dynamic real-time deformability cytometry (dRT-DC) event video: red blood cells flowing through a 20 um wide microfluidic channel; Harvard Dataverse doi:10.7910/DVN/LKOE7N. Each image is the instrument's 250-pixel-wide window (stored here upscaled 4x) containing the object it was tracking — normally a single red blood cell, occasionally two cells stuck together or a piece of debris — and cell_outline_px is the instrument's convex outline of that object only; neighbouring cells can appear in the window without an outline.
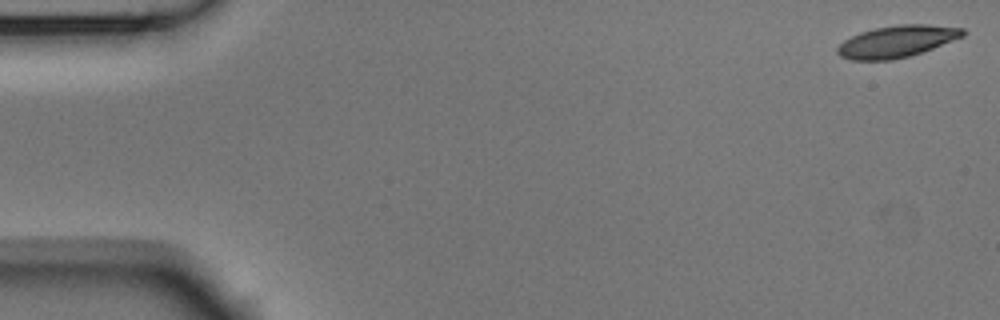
{"species": "Egyptian fruit bat (a non-hibernating species)", "species_latin": "Rousettus aegyptiacus", "temperature_condition": "room temperature", "stored_images_in_passage": 53, "camera_frame_rate_fps": 3000, "um_per_image_px": 0.085, "animal": {"sex": "male"}, "frame": {"image": 1, "passage_image": 1, "time_ms": 0.0, "image_size_px": [1000, 320], "cell_outline_px": [[968, 32], [964, 36], [932, 48], [908, 56], [892, 60], [852, 60], [840, 56], [836, 52], [836, 48], [844, 40], [860, 32], [876, 28], [900, 24], [924, 24], [964, 28]], "centroid_in_image_um": [76.23, 3.52], "position_along_channel_um": 8.8, "area_um2": 23.12}}
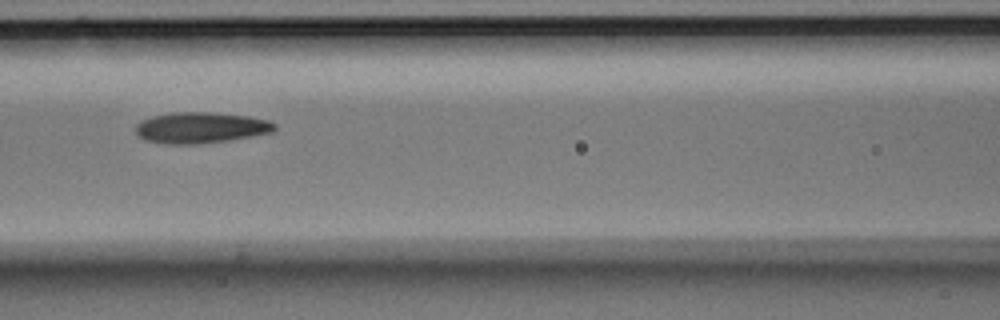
{"frame": {"image": 2, "passage_image": 23, "time_ms": 7.333, "image_size_px": [1000, 320], "cell_outline_px": [[276, 128], [272, 132], [252, 136], [228, 140], [200, 144], [168, 144], [144, 140], [136, 132], [136, 124], [140, 120], [152, 116], [172, 112], [208, 112], [248, 116], [268, 120], [276, 124]], "centroid_in_image_um": [17.04, 10.85], "position_along_channel_um": 149.6, "area_um2": 25.14}}
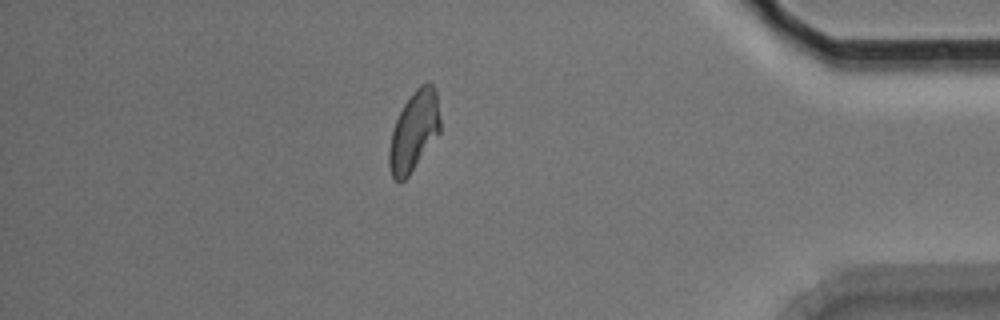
{"frame": {"image": 3, "passage_image": 46, "time_ms": 15.0, "image_size_px": [1000, 320], "cell_outline_px": [[440, 132], [408, 176], [400, 184], [392, 176], [388, 164], [388, 152], [392, 132], [396, 120], [404, 104], [416, 88], [420, 84], [428, 80], [432, 84], [436, 92], [440, 120]], "centroid_in_image_um": [35.18, 11.15], "position_along_channel_um": 400.0, "area_um2": 23.58}, "authors_computed_cell_mechanics": {"area_um2": 23.8136, "velocity_mm_per_s": 3.7542, "shape_relaxation_time_tau1_ms": 5.9486, "shape_relaxation_time_tau2_ms": 4.6234, "deformation_change_tau1": 0.1603, "deformation_change_tau2": 0.118}}